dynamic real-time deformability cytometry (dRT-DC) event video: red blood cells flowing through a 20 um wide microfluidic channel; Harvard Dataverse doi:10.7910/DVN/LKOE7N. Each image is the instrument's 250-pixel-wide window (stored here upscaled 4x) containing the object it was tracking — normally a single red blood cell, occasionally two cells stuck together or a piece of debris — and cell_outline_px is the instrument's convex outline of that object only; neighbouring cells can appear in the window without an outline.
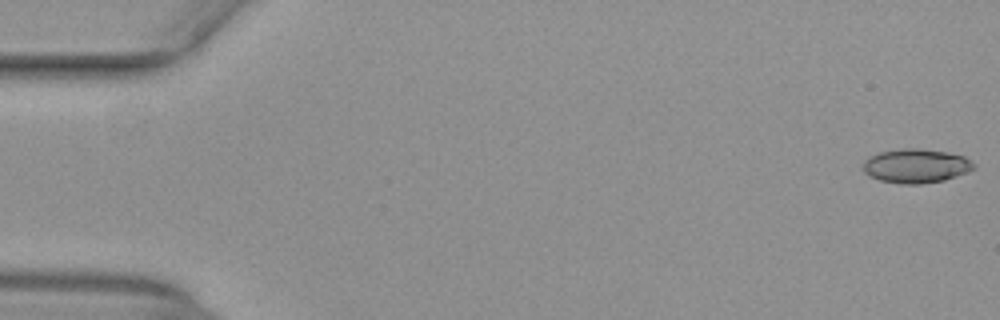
{"species": "common noctule bat (a hibernating species)", "species_latin": "Nyctalus noctula", "temperature_condition": "warm", "stored_images_in_passage": 53, "camera_frame_rate_fps": 3000, "um_per_image_px": 0.085, "animal": {"sex": "female", "body_mass_g": 29.2, "forearm_length_mm": 56.3}, "frame": {"image": 1, "passage_image": 1, "time_ms": 0.0, "image_size_px": [1000, 320], "cell_outline_px": [[976, 168], [968, 172], [944, 180], [920, 184], [900, 184], [880, 180], [864, 172], [864, 160], [868, 156], [880, 152], [900, 148], [920, 148], [948, 152], [964, 156], [976, 164]], "centroid_in_image_um": [77.89, 14.09], "position_along_channel_um": 7.1, "area_um2": 22.14}}
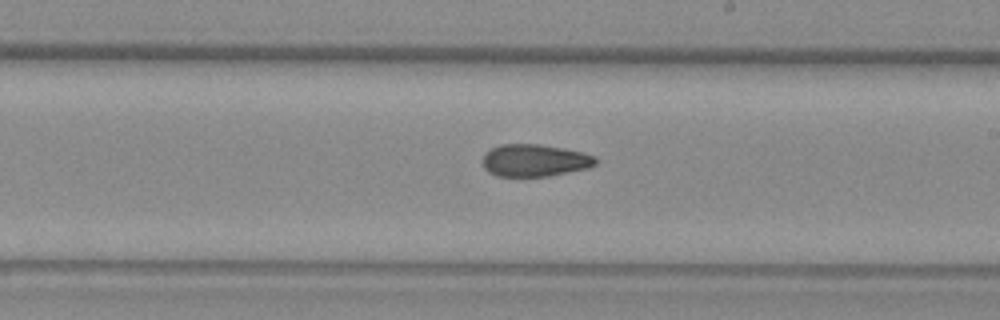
{"frame": {"image": 2, "passage_image": 31, "time_ms": 10.0, "image_size_px": [1000, 320], "cell_outline_px": [[600, 160], [596, 164], [588, 168], [548, 176], [496, 176], [488, 172], [484, 168], [480, 160], [484, 152], [500, 144], [540, 144], [564, 148], [596, 156]], "centroid_in_image_um": [45.42, 13.63], "position_along_channel_um": 243.6, "area_um2": 21.56}}
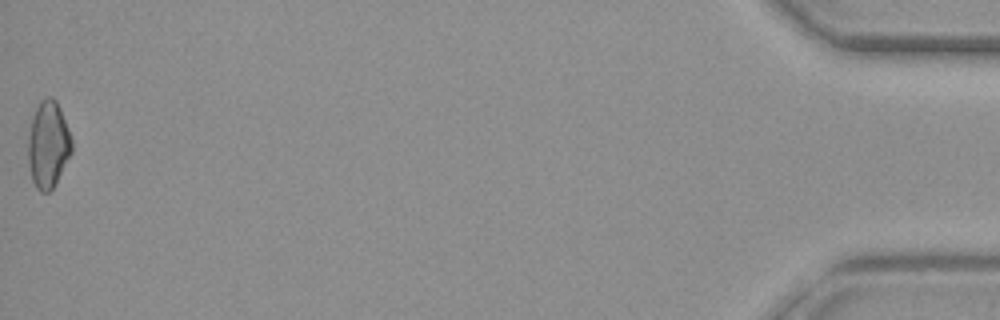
{"frame": {"image": 3, "passage_image": 53, "time_ms": 17.333, "image_size_px": [1000, 320], "cell_outline_px": [[72, 152], [52, 188], [48, 192], [40, 192], [36, 188], [32, 180], [28, 160], [28, 136], [32, 116], [40, 100], [44, 96], [52, 96], [56, 100], [60, 108], [68, 128], [72, 140]], "centroid_in_image_um": [4.08, 12.25], "position_along_channel_um": 431.1, "area_um2": 22.08}, "authors_computed_cell_mechanics": {"area_um2": 21.6172, "velocity_mm_per_s": 3.9768, "shape_relaxation_time_tau1_ms": null, "shape_relaxation_time_tau2_ms": 4.8736, "deformation_change_tau1": null, "deformation_change_tau2": 0.1192}}